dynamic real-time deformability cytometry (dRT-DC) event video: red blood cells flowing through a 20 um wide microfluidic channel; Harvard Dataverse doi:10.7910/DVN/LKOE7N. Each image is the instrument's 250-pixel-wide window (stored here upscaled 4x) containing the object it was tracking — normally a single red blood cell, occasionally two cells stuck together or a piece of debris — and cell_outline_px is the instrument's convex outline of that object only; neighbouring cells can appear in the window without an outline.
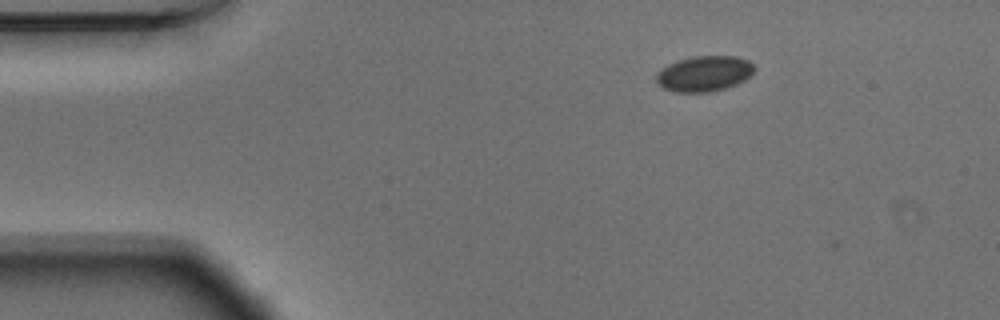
{"species": "Egyptian fruit bat (a non-hibernating species)", "species_latin": "Rousettus aegyptiacus", "temperature_condition": "warm", "stored_images_in_passage": 50, "camera_frame_rate_fps": 3000, "um_per_image_px": 0.085, "animal": {"sex": "male"}, "frame": {"image": 1, "passage_image": 4, "time_ms": 1.0, "image_size_px": [1000, 320], "cell_outline_px": [[756, 68], [752, 76], [736, 84], [712, 92], [676, 92], [664, 88], [656, 84], [656, 72], [668, 64], [692, 56], [736, 56], [748, 60]], "centroid_in_image_um": [59.86, 6.26], "position_along_channel_um": 25.1, "area_um2": 20.46}}
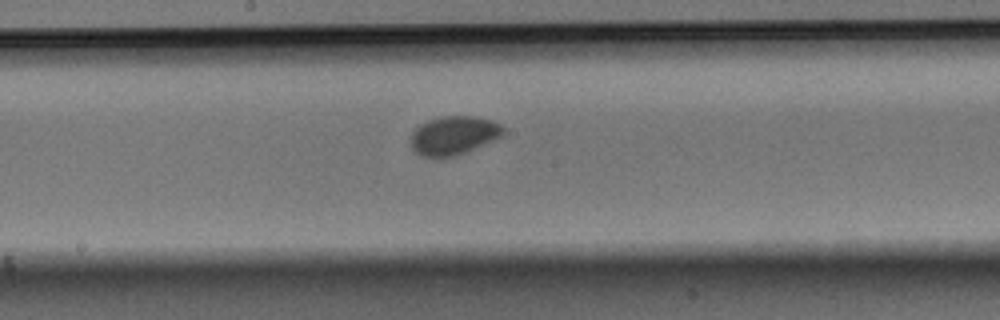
{"frame": {"image": 2, "passage_image": 24, "time_ms": 7.667, "image_size_px": [1000, 320], "cell_outline_px": [[504, 132], [500, 136], [492, 140], [464, 152], [452, 156], [432, 160], [420, 156], [412, 148], [412, 132], [420, 124], [428, 120], [440, 116], [476, 116], [492, 120], [500, 124], [504, 128]], "centroid_in_image_um": [38.52, 11.52], "position_along_channel_um": 209.7, "area_um2": 20.87}}
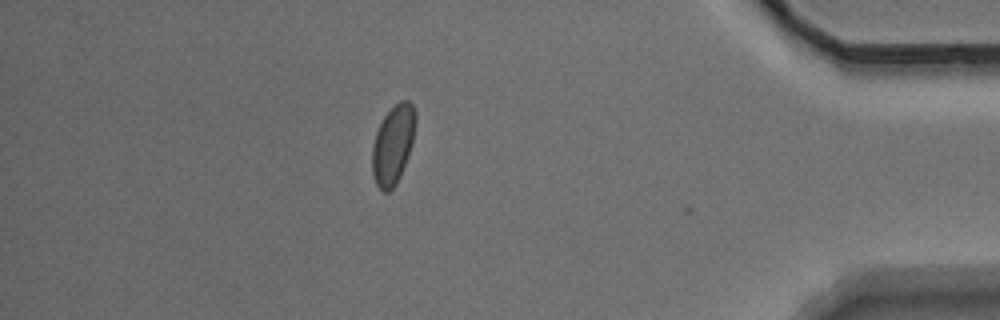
{"frame": {"image": 3, "passage_image": 43, "time_ms": 14.0, "image_size_px": [1000, 320], "cell_outline_px": [[416, 124], [412, 144], [400, 176], [396, 184], [388, 192], [384, 192], [376, 184], [372, 172], [372, 144], [376, 132], [384, 116], [400, 100], [408, 100], [412, 104], [416, 112]], "centroid_in_image_um": [33.41, 12.28], "position_along_channel_um": 401.8, "area_um2": 19.88}, "authors_computed_cell_mechanics": {"area_um2": 19.941, "velocity_mm_per_s": 3.7067, "shape_relaxation_time_tau1_ms": 1.5448, "shape_relaxation_time_tau2_ms": null, "deformation_change_tau1": 0.037, "deformation_change_tau2": null}}